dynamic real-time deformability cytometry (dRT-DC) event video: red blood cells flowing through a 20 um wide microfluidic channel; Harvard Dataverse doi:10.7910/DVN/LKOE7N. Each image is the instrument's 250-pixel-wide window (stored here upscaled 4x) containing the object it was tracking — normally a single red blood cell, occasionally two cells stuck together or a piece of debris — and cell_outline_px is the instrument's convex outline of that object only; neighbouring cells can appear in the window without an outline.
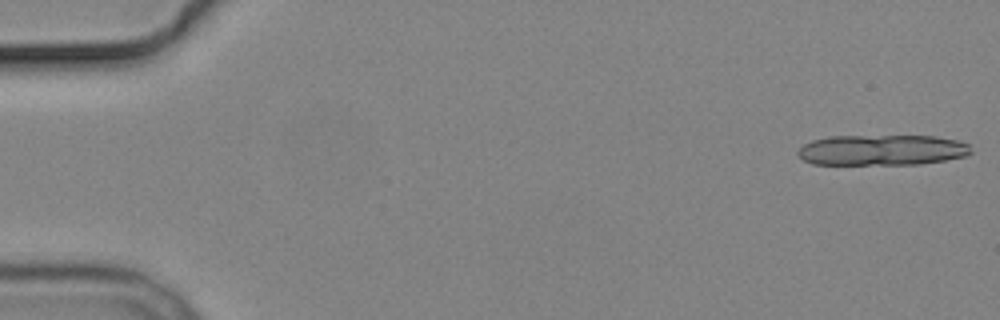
{"species": "common noctule bat (a hibernating species)", "species_latin": "Nyctalus noctula", "temperature_condition": "cold", "stored_images_in_passage": 4, "camera_frame_rate_fps": 3000, "um_per_image_px": 0.085, "animal": {"sex": "male", "body_mass_g": 19.2, "forearm_length_mm": 51.8}, "frame": {"image": 1, "passage_image": 1, "time_ms": 0.0, "image_size_px": [1000, 320], "cell_outline_px": [[972, 152], [964, 156], [944, 160], [920, 164], [812, 164], [804, 160], [796, 152], [804, 144], [812, 140], [832, 136], [936, 136], [956, 140], [968, 144]], "centroid_in_image_um": [74.96, 12.75], "position_along_channel_um": 10.0, "area_um2": 30.75}}